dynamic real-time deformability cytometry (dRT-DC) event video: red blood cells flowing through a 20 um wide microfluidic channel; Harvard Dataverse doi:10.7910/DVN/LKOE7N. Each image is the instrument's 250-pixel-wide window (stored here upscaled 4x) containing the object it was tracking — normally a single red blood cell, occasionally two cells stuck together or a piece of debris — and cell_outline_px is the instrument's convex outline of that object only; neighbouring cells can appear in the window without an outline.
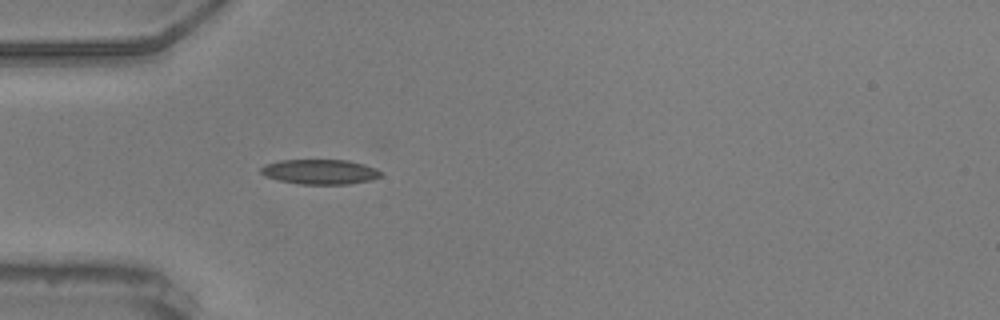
{"species": "common noctule bat (a hibernating species)", "species_latin": "Nyctalus noctula", "temperature_condition": "warm", "stored_images_in_passage": 35, "camera_frame_rate_fps": 3000, "um_per_image_px": 0.085, "animal": {"sex": "male", "body_mass_g": 20.5, "forearm_length_mm": 52.5}, "frame": {"image": 1, "passage_image": 1, "time_ms": 0.0, "image_size_px": [1000, 320], "cell_outline_px": [[380, 176], [372, 180], [348, 184], [300, 184], [276, 180], [264, 176], [260, 172], [260, 168], [264, 164], [280, 160], [348, 160], [364, 164], [376, 168], [380, 172]], "centroid_in_image_um": [27.15, 14.6], "position_along_channel_um": 57.8, "area_um2": 17.51}}
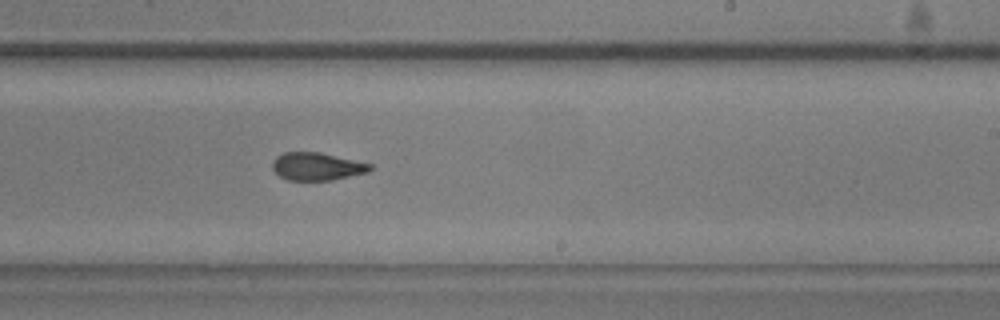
{"frame": {"image": 2, "passage_image": 18, "time_ms": 5.667, "image_size_px": [1000, 320], "cell_outline_px": [[372, 168], [368, 172], [332, 180], [288, 180], [280, 176], [272, 168], [272, 160], [276, 156], [284, 152], [320, 152], [372, 164]], "centroid_in_image_um": [26.92, 14.14], "position_along_channel_um": 262.1, "area_um2": 15.78}}
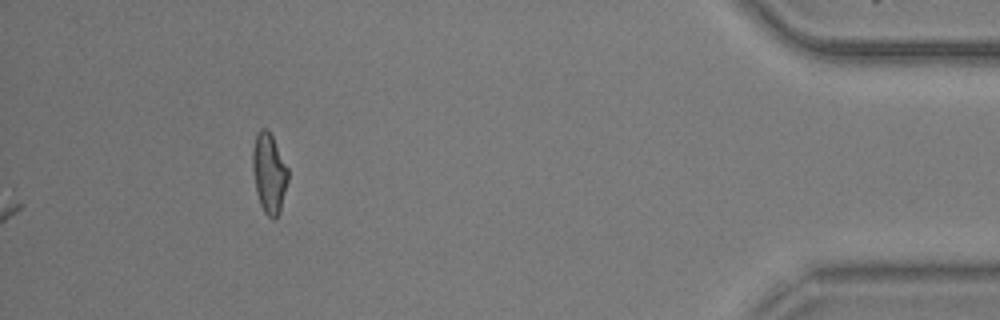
{"frame": {"image": 3, "passage_image": 35, "time_ms": 11.333, "image_size_px": [1000, 320], "cell_outline_px": [[288, 180], [280, 212], [276, 220], [272, 220], [264, 212], [260, 204], [256, 192], [252, 168], [252, 148], [256, 132], [260, 128], [268, 128], [288, 168]], "centroid_in_image_um": [22.86, 14.72], "position_along_channel_um": 412.3, "area_um2": 16.76}, "authors_computed_cell_mechanics": {"area_um2": 16.5308, "velocity_mm_per_s": 3.67, "shape_relaxation_time_tau1_ms": 6.4855, "shape_relaxation_time_tau2_ms": 2.2439, "deformation_change_tau1": 0.1735, "deformation_change_tau2": 0.0841}}